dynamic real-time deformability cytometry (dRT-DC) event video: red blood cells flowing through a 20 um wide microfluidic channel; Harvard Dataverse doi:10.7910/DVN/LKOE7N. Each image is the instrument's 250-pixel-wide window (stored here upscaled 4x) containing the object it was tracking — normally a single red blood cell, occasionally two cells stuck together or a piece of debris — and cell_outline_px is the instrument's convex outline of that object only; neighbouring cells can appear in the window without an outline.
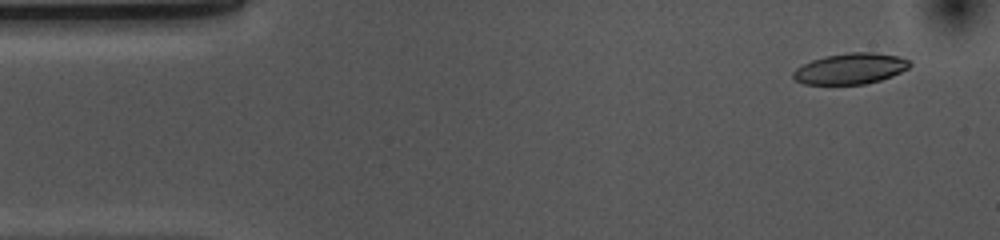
{"species": "common noctule bat (a hibernating species)", "species_latin": "Nyctalus noctula", "temperature_condition": "cold", "stored_images_in_passage": 53, "camera_frame_rate_fps": 3000, "um_per_image_px": 0.085, "animal": {"sex": "female", "body_mass_g": 10.0, "forearm_length_mm": 53.1}, "frame": {"image": 1, "passage_image": 3, "time_ms": 0.667, "image_size_px": [1000, 240], "cell_outline_px": [[912, 64], [908, 68], [892, 76], [880, 80], [864, 84], [804, 84], [796, 80], [792, 76], [792, 72], [796, 68], [812, 60], [824, 56], [848, 52], [872, 52], [896, 56], [908, 60]], "centroid_in_image_um": [72.27, 5.83], "position_along_channel_um": 12.7, "area_um2": 20.87}}
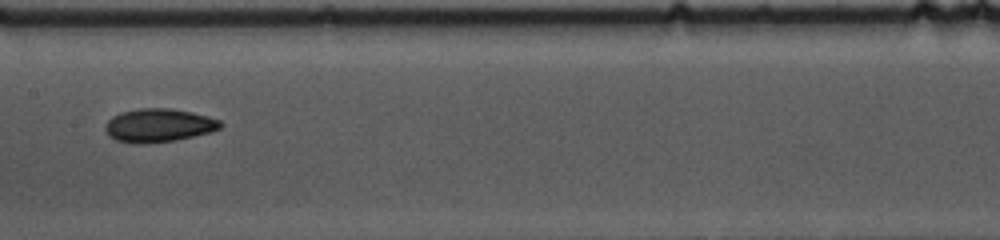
{"frame": {"image": 2, "passage_image": 25, "time_ms": 8.0, "image_size_px": [1000, 240], "cell_outline_px": [[224, 124], [220, 128], [212, 132], [176, 140], [148, 144], [136, 144], [116, 140], [108, 136], [104, 128], [104, 124], [112, 116], [120, 112], [140, 108], [172, 108], [192, 112], [220, 120]], "centroid_in_image_um": [13.47, 10.66], "position_along_channel_um": 193.9, "area_um2": 22.77}}
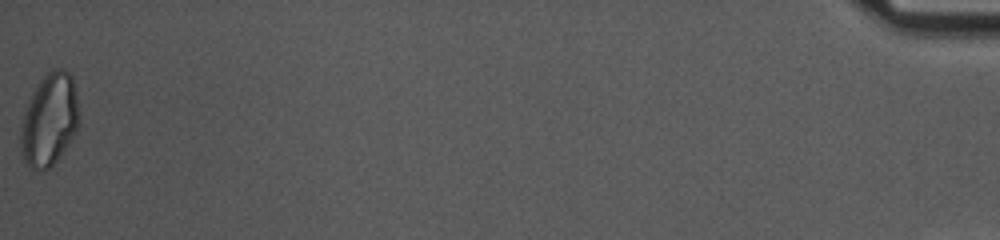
{"frame": {"image": 3, "passage_image": 53, "time_ms": 17.333, "image_size_px": [1000, 240], "cell_outline_px": [[80, 120], [76, 132], [60, 156], [48, 168], [28, 168], [20, 152], [20, 128], [24, 112], [32, 92], [40, 80], [48, 72], [56, 68], [64, 68], [72, 76], [76, 92], [80, 112]], "centroid_in_image_um": [4.2, 10.16], "position_along_channel_um": 431.0, "area_um2": 31.62}, "authors_computed_cell_mechanics": {"area_um2": 21.7328, "velocity_mm_per_s": 3.6787, "shape_relaxation_time_tau1_ms": 5.5541, "shape_relaxation_time_tau2_ms": 3.6604, "deformation_change_tau1": 0.1332, "deformation_change_tau2": 0.0923}}